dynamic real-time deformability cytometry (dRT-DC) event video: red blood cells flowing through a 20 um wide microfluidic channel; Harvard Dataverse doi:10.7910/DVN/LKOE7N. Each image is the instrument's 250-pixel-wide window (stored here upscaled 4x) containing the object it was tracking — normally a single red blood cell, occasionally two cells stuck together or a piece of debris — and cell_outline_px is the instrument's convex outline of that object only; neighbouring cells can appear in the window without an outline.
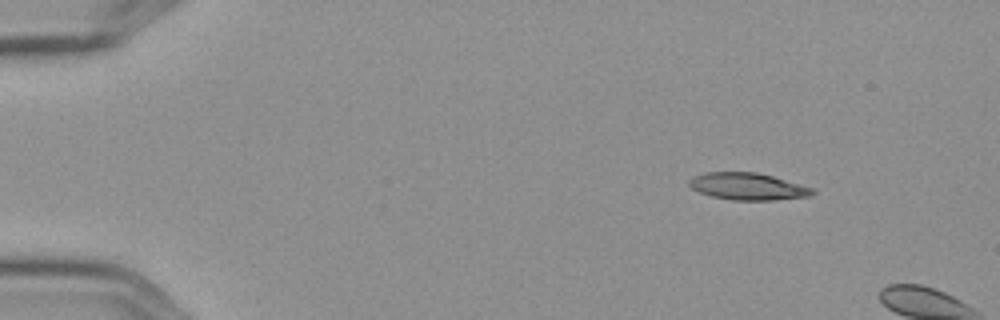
{"species": "Egyptian fruit bat (a non-hibernating species)", "species_latin": "Rousettus aegyptiacus", "temperature_condition": "cold", "stored_images_in_passage": 2, "camera_frame_rate_fps": 3000, "um_per_image_px": 0.085, "frame": {"image": 1, "passage_image": 1, "time_ms": 0.0, "image_size_px": [1000, 320], "cell_outline_px": [[816, 192], [808, 196], [772, 200], [732, 200], [712, 196], [700, 192], [692, 188], [688, 184], [688, 180], [692, 176], [704, 172], [756, 172], [772, 176], [816, 188]], "centroid_in_image_um": [63.56, 15.84], "position_along_channel_um": 21.4, "area_um2": 19.48}}